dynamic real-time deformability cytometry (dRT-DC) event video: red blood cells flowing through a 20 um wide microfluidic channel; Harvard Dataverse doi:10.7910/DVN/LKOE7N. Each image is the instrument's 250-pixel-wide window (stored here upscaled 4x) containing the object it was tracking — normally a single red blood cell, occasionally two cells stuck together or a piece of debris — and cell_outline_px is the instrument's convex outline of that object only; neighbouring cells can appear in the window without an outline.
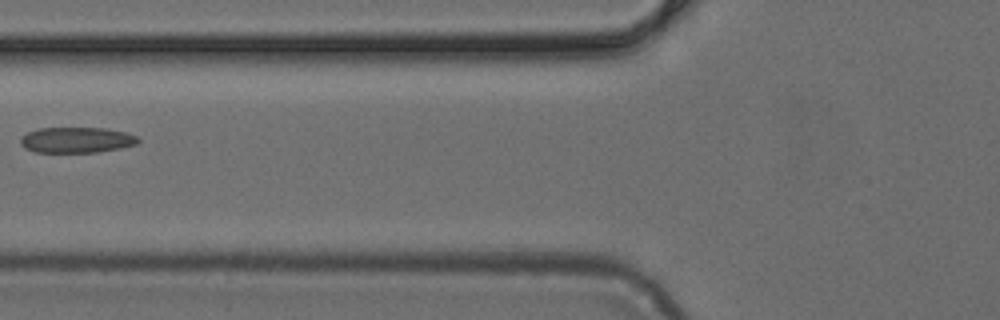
{"species": "common noctule bat (a hibernating species)", "species_latin": "Nyctalus noctula", "temperature_condition": "cold", "stored_images_in_passage": 6, "camera_frame_rate_fps": 3000, "um_per_image_px": 0.085, "animal": {"sex": "female", "body_mass_g": 24.6, "forearm_length_mm": 56.2}, "frame": {"image": 1, "passage_image": 6, "time_ms": 1.667, "image_size_px": [1000, 320], "cell_outline_px": [[140, 140], [136, 144], [120, 148], [96, 152], [36, 152], [24, 148], [20, 144], [20, 136], [36, 128], [108, 128], [124, 132], [136, 136]], "centroid_in_image_um": [6.46, 11.89], "position_along_channel_um": 119.3, "area_um2": 17.63}}